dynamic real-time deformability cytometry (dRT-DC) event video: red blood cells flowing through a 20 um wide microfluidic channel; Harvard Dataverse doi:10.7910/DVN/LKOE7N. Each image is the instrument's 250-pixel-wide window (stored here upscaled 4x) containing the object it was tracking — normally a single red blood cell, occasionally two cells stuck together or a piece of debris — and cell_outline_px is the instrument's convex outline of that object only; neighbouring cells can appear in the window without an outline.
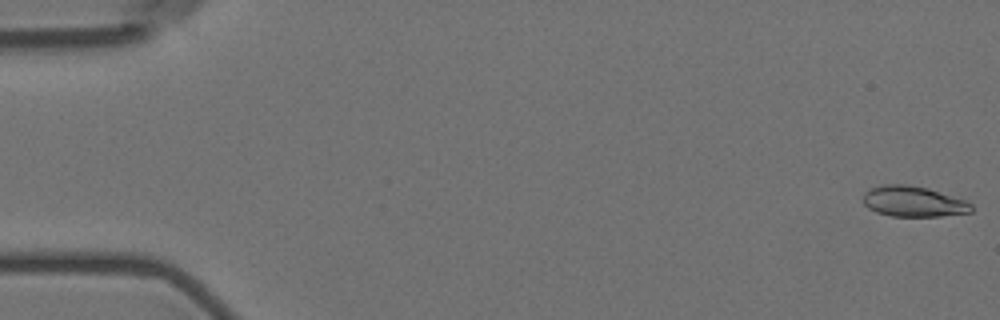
{"species": "Egyptian fruit bat (a non-hibernating species)", "species_latin": "Rousettus aegyptiacus", "temperature_condition": "room temperature", "stored_images_in_passage": 5, "camera_frame_rate_fps": 3000, "um_per_image_px": 0.085, "animal": {"sex": "female"}, "frame": {"image": 1, "passage_image": 1, "time_ms": 0.0, "image_size_px": [1000, 320], "cell_outline_px": [[972, 212], [940, 216], [892, 216], [876, 212], [868, 208], [864, 204], [864, 192], [868, 188], [884, 184], [908, 184], [928, 188], [964, 200], [972, 204]], "centroid_in_image_um": [77.61, 17.12], "position_along_channel_um": 7.4, "area_um2": 19.31}}
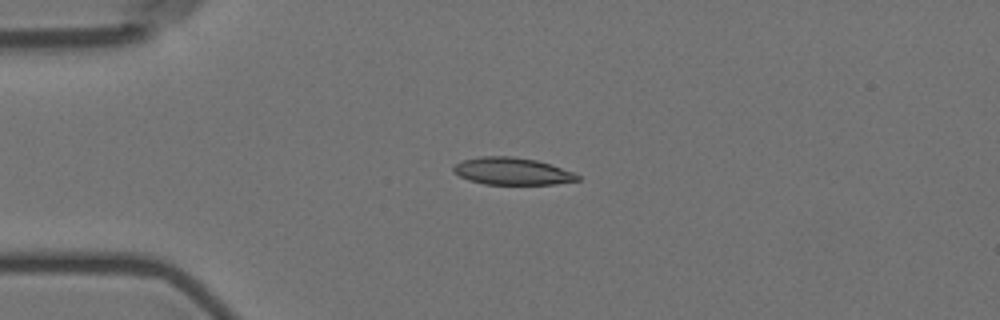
{"frame": {"image": 2, "passage_image": 4, "time_ms": 4.333, "image_size_px": [1000, 320], "cell_outline_px": [[580, 180], [556, 184], [484, 184], [468, 180], [460, 176], [452, 168], [460, 160], [480, 156], [512, 156], [536, 160], [572, 172], [580, 176]], "centroid_in_image_um": [43.5, 14.55], "position_along_channel_um": 41.5, "area_um2": 19.54}}